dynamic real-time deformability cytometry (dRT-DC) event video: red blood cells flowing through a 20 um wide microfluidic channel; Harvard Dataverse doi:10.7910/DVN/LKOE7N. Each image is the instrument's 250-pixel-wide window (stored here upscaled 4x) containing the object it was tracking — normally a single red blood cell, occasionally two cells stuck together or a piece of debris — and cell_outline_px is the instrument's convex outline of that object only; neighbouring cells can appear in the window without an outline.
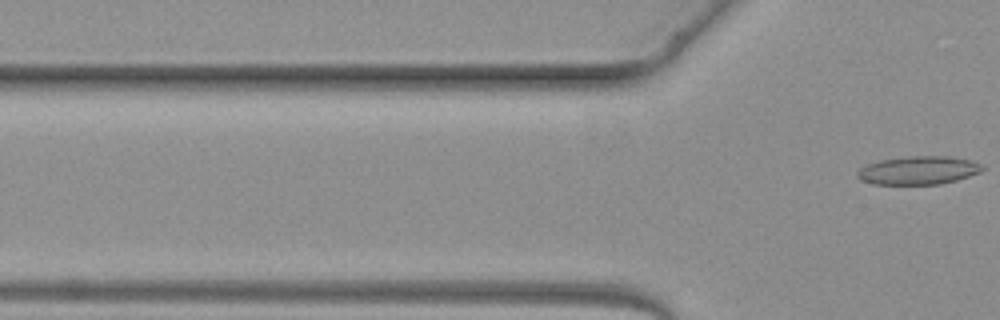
{"species": "common noctule bat (a hibernating species)", "species_latin": "Nyctalus noctula", "temperature_condition": "warm", "stored_images_in_passage": 4, "camera_frame_rate_fps": 3000, "um_per_image_px": 0.085, "animal": {"sex": "female", "body_mass_g": 19.3, "forearm_length_mm": 54.1}, "frame": {"image": 1, "passage_image": 4, "time_ms": 4.667, "image_size_px": [1000, 320], "cell_outline_px": [[984, 168], [980, 172], [956, 180], [940, 184], [872, 184], [860, 180], [856, 176], [856, 172], [860, 168], [868, 164], [880, 160], [908, 156], [948, 156], [972, 160], [980, 164]], "centroid_in_image_um": [78.04, 14.48], "position_along_channel_um": 47.8, "area_um2": 20.63}}